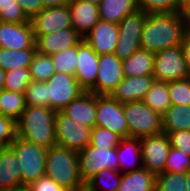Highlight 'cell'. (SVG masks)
Returning <instances> with one entry per match:
<instances>
[{
    "mask_svg": "<svg viewBox=\"0 0 190 191\" xmlns=\"http://www.w3.org/2000/svg\"><path fill=\"white\" fill-rule=\"evenodd\" d=\"M187 29L180 12L148 14L141 33V49L156 53L181 46Z\"/></svg>",
    "mask_w": 190,
    "mask_h": 191,
    "instance_id": "6da1fadb",
    "label": "cell"
},
{
    "mask_svg": "<svg viewBox=\"0 0 190 191\" xmlns=\"http://www.w3.org/2000/svg\"><path fill=\"white\" fill-rule=\"evenodd\" d=\"M56 113L50 107L27 105L16 121L17 137L46 149L56 146Z\"/></svg>",
    "mask_w": 190,
    "mask_h": 191,
    "instance_id": "7a4b0ae2",
    "label": "cell"
},
{
    "mask_svg": "<svg viewBox=\"0 0 190 191\" xmlns=\"http://www.w3.org/2000/svg\"><path fill=\"white\" fill-rule=\"evenodd\" d=\"M45 176L67 191H82L85 188L79 174L78 152L57 145L47 149Z\"/></svg>",
    "mask_w": 190,
    "mask_h": 191,
    "instance_id": "3957f363",
    "label": "cell"
},
{
    "mask_svg": "<svg viewBox=\"0 0 190 191\" xmlns=\"http://www.w3.org/2000/svg\"><path fill=\"white\" fill-rule=\"evenodd\" d=\"M9 147L14 151L19 161L21 187L28 186L31 182L45 176L46 148L18 137Z\"/></svg>",
    "mask_w": 190,
    "mask_h": 191,
    "instance_id": "277c9868",
    "label": "cell"
},
{
    "mask_svg": "<svg viewBox=\"0 0 190 191\" xmlns=\"http://www.w3.org/2000/svg\"><path fill=\"white\" fill-rule=\"evenodd\" d=\"M129 137L144 138L163 132L162 116L143 101L124 104Z\"/></svg>",
    "mask_w": 190,
    "mask_h": 191,
    "instance_id": "5b68a950",
    "label": "cell"
},
{
    "mask_svg": "<svg viewBox=\"0 0 190 191\" xmlns=\"http://www.w3.org/2000/svg\"><path fill=\"white\" fill-rule=\"evenodd\" d=\"M78 164L80 178L84 184L102 169L119 171L117 147L106 149L88 144L78 152Z\"/></svg>",
    "mask_w": 190,
    "mask_h": 191,
    "instance_id": "8992f818",
    "label": "cell"
},
{
    "mask_svg": "<svg viewBox=\"0 0 190 191\" xmlns=\"http://www.w3.org/2000/svg\"><path fill=\"white\" fill-rule=\"evenodd\" d=\"M147 16L142 10H137L118 23L119 36L114 54L120 60L129 58L141 49V33Z\"/></svg>",
    "mask_w": 190,
    "mask_h": 191,
    "instance_id": "52a82bcc",
    "label": "cell"
},
{
    "mask_svg": "<svg viewBox=\"0 0 190 191\" xmlns=\"http://www.w3.org/2000/svg\"><path fill=\"white\" fill-rule=\"evenodd\" d=\"M92 128L64 115L61 111L55 117L56 145L80 152L91 142Z\"/></svg>",
    "mask_w": 190,
    "mask_h": 191,
    "instance_id": "ba28073f",
    "label": "cell"
},
{
    "mask_svg": "<svg viewBox=\"0 0 190 191\" xmlns=\"http://www.w3.org/2000/svg\"><path fill=\"white\" fill-rule=\"evenodd\" d=\"M155 81L171 82L190 77L181 46L155 53L153 75Z\"/></svg>",
    "mask_w": 190,
    "mask_h": 191,
    "instance_id": "9c48e42d",
    "label": "cell"
},
{
    "mask_svg": "<svg viewBox=\"0 0 190 191\" xmlns=\"http://www.w3.org/2000/svg\"><path fill=\"white\" fill-rule=\"evenodd\" d=\"M95 126L108 129L121 138L129 137V128L124 114V104L111 95H96Z\"/></svg>",
    "mask_w": 190,
    "mask_h": 191,
    "instance_id": "30bf717a",
    "label": "cell"
},
{
    "mask_svg": "<svg viewBox=\"0 0 190 191\" xmlns=\"http://www.w3.org/2000/svg\"><path fill=\"white\" fill-rule=\"evenodd\" d=\"M45 83L48 107L55 112L62 111L66 105L85 92L72 74L55 72Z\"/></svg>",
    "mask_w": 190,
    "mask_h": 191,
    "instance_id": "8fae6325",
    "label": "cell"
},
{
    "mask_svg": "<svg viewBox=\"0 0 190 191\" xmlns=\"http://www.w3.org/2000/svg\"><path fill=\"white\" fill-rule=\"evenodd\" d=\"M95 84L88 90L96 95H107L123 80L122 60L114 53L99 55Z\"/></svg>",
    "mask_w": 190,
    "mask_h": 191,
    "instance_id": "7c38bea8",
    "label": "cell"
},
{
    "mask_svg": "<svg viewBox=\"0 0 190 191\" xmlns=\"http://www.w3.org/2000/svg\"><path fill=\"white\" fill-rule=\"evenodd\" d=\"M170 139L166 133L141 138V156L143 168L159 174L164 173V166L170 151Z\"/></svg>",
    "mask_w": 190,
    "mask_h": 191,
    "instance_id": "4fadbf2b",
    "label": "cell"
},
{
    "mask_svg": "<svg viewBox=\"0 0 190 191\" xmlns=\"http://www.w3.org/2000/svg\"><path fill=\"white\" fill-rule=\"evenodd\" d=\"M30 21L35 40L42 35L72 28L71 13L68 5L44 8Z\"/></svg>",
    "mask_w": 190,
    "mask_h": 191,
    "instance_id": "5bb4252c",
    "label": "cell"
},
{
    "mask_svg": "<svg viewBox=\"0 0 190 191\" xmlns=\"http://www.w3.org/2000/svg\"><path fill=\"white\" fill-rule=\"evenodd\" d=\"M31 21L0 24V47L10 50L37 49Z\"/></svg>",
    "mask_w": 190,
    "mask_h": 191,
    "instance_id": "9a60e30c",
    "label": "cell"
},
{
    "mask_svg": "<svg viewBox=\"0 0 190 191\" xmlns=\"http://www.w3.org/2000/svg\"><path fill=\"white\" fill-rule=\"evenodd\" d=\"M98 61L99 55L95 53L84 39H81L77 43V60L74 76L85 91H88L96 82Z\"/></svg>",
    "mask_w": 190,
    "mask_h": 191,
    "instance_id": "2e32d148",
    "label": "cell"
},
{
    "mask_svg": "<svg viewBox=\"0 0 190 191\" xmlns=\"http://www.w3.org/2000/svg\"><path fill=\"white\" fill-rule=\"evenodd\" d=\"M118 24L99 20L84 40L97 55L114 53L118 43Z\"/></svg>",
    "mask_w": 190,
    "mask_h": 191,
    "instance_id": "e0dca14e",
    "label": "cell"
},
{
    "mask_svg": "<svg viewBox=\"0 0 190 191\" xmlns=\"http://www.w3.org/2000/svg\"><path fill=\"white\" fill-rule=\"evenodd\" d=\"M72 28L84 39L98 23V6L83 0H69Z\"/></svg>",
    "mask_w": 190,
    "mask_h": 191,
    "instance_id": "ac0fdd59",
    "label": "cell"
},
{
    "mask_svg": "<svg viewBox=\"0 0 190 191\" xmlns=\"http://www.w3.org/2000/svg\"><path fill=\"white\" fill-rule=\"evenodd\" d=\"M154 81L152 75L124 77L110 95L121 104L143 101Z\"/></svg>",
    "mask_w": 190,
    "mask_h": 191,
    "instance_id": "d6986e66",
    "label": "cell"
},
{
    "mask_svg": "<svg viewBox=\"0 0 190 191\" xmlns=\"http://www.w3.org/2000/svg\"><path fill=\"white\" fill-rule=\"evenodd\" d=\"M61 112L80 124L93 128L96 121V94L85 91Z\"/></svg>",
    "mask_w": 190,
    "mask_h": 191,
    "instance_id": "ffe728a7",
    "label": "cell"
},
{
    "mask_svg": "<svg viewBox=\"0 0 190 191\" xmlns=\"http://www.w3.org/2000/svg\"><path fill=\"white\" fill-rule=\"evenodd\" d=\"M81 39L73 28H67L62 31L39 36L35 44L39 53L53 55L75 46Z\"/></svg>",
    "mask_w": 190,
    "mask_h": 191,
    "instance_id": "44dd1931",
    "label": "cell"
},
{
    "mask_svg": "<svg viewBox=\"0 0 190 191\" xmlns=\"http://www.w3.org/2000/svg\"><path fill=\"white\" fill-rule=\"evenodd\" d=\"M19 161L10 147L0 152V191H13L21 188Z\"/></svg>",
    "mask_w": 190,
    "mask_h": 191,
    "instance_id": "7402d4cb",
    "label": "cell"
},
{
    "mask_svg": "<svg viewBox=\"0 0 190 191\" xmlns=\"http://www.w3.org/2000/svg\"><path fill=\"white\" fill-rule=\"evenodd\" d=\"M117 157L119 171L122 174L143 168L141 139L133 137L122 138L120 144L117 146Z\"/></svg>",
    "mask_w": 190,
    "mask_h": 191,
    "instance_id": "603a6c76",
    "label": "cell"
},
{
    "mask_svg": "<svg viewBox=\"0 0 190 191\" xmlns=\"http://www.w3.org/2000/svg\"><path fill=\"white\" fill-rule=\"evenodd\" d=\"M155 53L139 49L129 58L122 60L124 77H141L153 75Z\"/></svg>",
    "mask_w": 190,
    "mask_h": 191,
    "instance_id": "cb8c5ba5",
    "label": "cell"
},
{
    "mask_svg": "<svg viewBox=\"0 0 190 191\" xmlns=\"http://www.w3.org/2000/svg\"><path fill=\"white\" fill-rule=\"evenodd\" d=\"M99 19L118 24L138 10L137 0H102L98 5Z\"/></svg>",
    "mask_w": 190,
    "mask_h": 191,
    "instance_id": "d4e9b609",
    "label": "cell"
},
{
    "mask_svg": "<svg viewBox=\"0 0 190 191\" xmlns=\"http://www.w3.org/2000/svg\"><path fill=\"white\" fill-rule=\"evenodd\" d=\"M156 174L145 168L122 174L117 191H155Z\"/></svg>",
    "mask_w": 190,
    "mask_h": 191,
    "instance_id": "484cf974",
    "label": "cell"
},
{
    "mask_svg": "<svg viewBox=\"0 0 190 191\" xmlns=\"http://www.w3.org/2000/svg\"><path fill=\"white\" fill-rule=\"evenodd\" d=\"M163 133L190 130V105H173L162 115Z\"/></svg>",
    "mask_w": 190,
    "mask_h": 191,
    "instance_id": "4316f807",
    "label": "cell"
},
{
    "mask_svg": "<svg viewBox=\"0 0 190 191\" xmlns=\"http://www.w3.org/2000/svg\"><path fill=\"white\" fill-rule=\"evenodd\" d=\"M143 102L162 116L171 106L168 82L154 81Z\"/></svg>",
    "mask_w": 190,
    "mask_h": 191,
    "instance_id": "83f0119b",
    "label": "cell"
},
{
    "mask_svg": "<svg viewBox=\"0 0 190 191\" xmlns=\"http://www.w3.org/2000/svg\"><path fill=\"white\" fill-rule=\"evenodd\" d=\"M122 180L118 170L102 169L85 183V191H117Z\"/></svg>",
    "mask_w": 190,
    "mask_h": 191,
    "instance_id": "f1b7e54d",
    "label": "cell"
},
{
    "mask_svg": "<svg viewBox=\"0 0 190 191\" xmlns=\"http://www.w3.org/2000/svg\"><path fill=\"white\" fill-rule=\"evenodd\" d=\"M26 106L24 93L0 90V114L17 121Z\"/></svg>",
    "mask_w": 190,
    "mask_h": 191,
    "instance_id": "f546056e",
    "label": "cell"
},
{
    "mask_svg": "<svg viewBox=\"0 0 190 191\" xmlns=\"http://www.w3.org/2000/svg\"><path fill=\"white\" fill-rule=\"evenodd\" d=\"M37 49L10 50L0 47V67L9 71L16 67H29Z\"/></svg>",
    "mask_w": 190,
    "mask_h": 191,
    "instance_id": "4dcf8cb0",
    "label": "cell"
},
{
    "mask_svg": "<svg viewBox=\"0 0 190 191\" xmlns=\"http://www.w3.org/2000/svg\"><path fill=\"white\" fill-rule=\"evenodd\" d=\"M31 81L29 67H16L6 71L3 89L11 92L25 93Z\"/></svg>",
    "mask_w": 190,
    "mask_h": 191,
    "instance_id": "1f68e13d",
    "label": "cell"
},
{
    "mask_svg": "<svg viewBox=\"0 0 190 191\" xmlns=\"http://www.w3.org/2000/svg\"><path fill=\"white\" fill-rule=\"evenodd\" d=\"M32 81L46 82L56 71L51 55L36 51L32 63L29 65Z\"/></svg>",
    "mask_w": 190,
    "mask_h": 191,
    "instance_id": "d6a6232c",
    "label": "cell"
},
{
    "mask_svg": "<svg viewBox=\"0 0 190 191\" xmlns=\"http://www.w3.org/2000/svg\"><path fill=\"white\" fill-rule=\"evenodd\" d=\"M137 4L147 14L178 13L182 0H137Z\"/></svg>",
    "mask_w": 190,
    "mask_h": 191,
    "instance_id": "836d02e7",
    "label": "cell"
},
{
    "mask_svg": "<svg viewBox=\"0 0 190 191\" xmlns=\"http://www.w3.org/2000/svg\"><path fill=\"white\" fill-rule=\"evenodd\" d=\"M52 62L56 72L74 75L76 71L77 44L53 55Z\"/></svg>",
    "mask_w": 190,
    "mask_h": 191,
    "instance_id": "e575fe53",
    "label": "cell"
},
{
    "mask_svg": "<svg viewBox=\"0 0 190 191\" xmlns=\"http://www.w3.org/2000/svg\"><path fill=\"white\" fill-rule=\"evenodd\" d=\"M185 174L164 172L156 175L155 191H186Z\"/></svg>",
    "mask_w": 190,
    "mask_h": 191,
    "instance_id": "d590c367",
    "label": "cell"
},
{
    "mask_svg": "<svg viewBox=\"0 0 190 191\" xmlns=\"http://www.w3.org/2000/svg\"><path fill=\"white\" fill-rule=\"evenodd\" d=\"M168 92L173 105H190V77L168 82Z\"/></svg>",
    "mask_w": 190,
    "mask_h": 191,
    "instance_id": "8d00e7d4",
    "label": "cell"
},
{
    "mask_svg": "<svg viewBox=\"0 0 190 191\" xmlns=\"http://www.w3.org/2000/svg\"><path fill=\"white\" fill-rule=\"evenodd\" d=\"M24 95L26 105L48 107V93L45 82L31 81Z\"/></svg>",
    "mask_w": 190,
    "mask_h": 191,
    "instance_id": "74e56055",
    "label": "cell"
},
{
    "mask_svg": "<svg viewBox=\"0 0 190 191\" xmlns=\"http://www.w3.org/2000/svg\"><path fill=\"white\" fill-rule=\"evenodd\" d=\"M1 22L28 23L30 20L23 13L17 0H0Z\"/></svg>",
    "mask_w": 190,
    "mask_h": 191,
    "instance_id": "f35d334b",
    "label": "cell"
},
{
    "mask_svg": "<svg viewBox=\"0 0 190 191\" xmlns=\"http://www.w3.org/2000/svg\"><path fill=\"white\" fill-rule=\"evenodd\" d=\"M189 170L190 156L182 152V150L171 147L164 166V172L186 174Z\"/></svg>",
    "mask_w": 190,
    "mask_h": 191,
    "instance_id": "ab89813d",
    "label": "cell"
},
{
    "mask_svg": "<svg viewBox=\"0 0 190 191\" xmlns=\"http://www.w3.org/2000/svg\"><path fill=\"white\" fill-rule=\"evenodd\" d=\"M121 137L114 132L98 126H94L91 131L90 144L95 147L106 149L116 148L121 141Z\"/></svg>",
    "mask_w": 190,
    "mask_h": 191,
    "instance_id": "60d3db41",
    "label": "cell"
},
{
    "mask_svg": "<svg viewBox=\"0 0 190 191\" xmlns=\"http://www.w3.org/2000/svg\"><path fill=\"white\" fill-rule=\"evenodd\" d=\"M16 138V121L0 114V144L3 147H9Z\"/></svg>",
    "mask_w": 190,
    "mask_h": 191,
    "instance_id": "b9f144b4",
    "label": "cell"
},
{
    "mask_svg": "<svg viewBox=\"0 0 190 191\" xmlns=\"http://www.w3.org/2000/svg\"><path fill=\"white\" fill-rule=\"evenodd\" d=\"M167 135L171 147L182 150V152L190 156V130L169 132Z\"/></svg>",
    "mask_w": 190,
    "mask_h": 191,
    "instance_id": "7bdbcfd3",
    "label": "cell"
},
{
    "mask_svg": "<svg viewBox=\"0 0 190 191\" xmlns=\"http://www.w3.org/2000/svg\"><path fill=\"white\" fill-rule=\"evenodd\" d=\"M30 191H67L48 176H42L31 182L28 186Z\"/></svg>",
    "mask_w": 190,
    "mask_h": 191,
    "instance_id": "ee69618b",
    "label": "cell"
},
{
    "mask_svg": "<svg viewBox=\"0 0 190 191\" xmlns=\"http://www.w3.org/2000/svg\"><path fill=\"white\" fill-rule=\"evenodd\" d=\"M23 13L31 20L36 14L40 13L44 6L41 0H17Z\"/></svg>",
    "mask_w": 190,
    "mask_h": 191,
    "instance_id": "f6af8a7d",
    "label": "cell"
},
{
    "mask_svg": "<svg viewBox=\"0 0 190 191\" xmlns=\"http://www.w3.org/2000/svg\"><path fill=\"white\" fill-rule=\"evenodd\" d=\"M181 47H182L185 61L187 63L188 71L190 74V28H188L184 34Z\"/></svg>",
    "mask_w": 190,
    "mask_h": 191,
    "instance_id": "bcb514c9",
    "label": "cell"
},
{
    "mask_svg": "<svg viewBox=\"0 0 190 191\" xmlns=\"http://www.w3.org/2000/svg\"><path fill=\"white\" fill-rule=\"evenodd\" d=\"M180 13L186 26L190 28V0H182Z\"/></svg>",
    "mask_w": 190,
    "mask_h": 191,
    "instance_id": "7dc6e473",
    "label": "cell"
},
{
    "mask_svg": "<svg viewBox=\"0 0 190 191\" xmlns=\"http://www.w3.org/2000/svg\"><path fill=\"white\" fill-rule=\"evenodd\" d=\"M44 8L68 5L69 0H41Z\"/></svg>",
    "mask_w": 190,
    "mask_h": 191,
    "instance_id": "c3c4849f",
    "label": "cell"
},
{
    "mask_svg": "<svg viewBox=\"0 0 190 191\" xmlns=\"http://www.w3.org/2000/svg\"><path fill=\"white\" fill-rule=\"evenodd\" d=\"M6 71L0 67V90L3 89Z\"/></svg>",
    "mask_w": 190,
    "mask_h": 191,
    "instance_id": "681fc988",
    "label": "cell"
},
{
    "mask_svg": "<svg viewBox=\"0 0 190 191\" xmlns=\"http://www.w3.org/2000/svg\"><path fill=\"white\" fill-rule=\"evenodd\" d=\"M186 179V191H190V170L186 172L185 174Z\"/></svg>",
    "mask_w": 190,
    "mask_h": 191,
    "instance_id": "f907efd6",
    "label": "cell"
},
{
    "mask_svg": "<svg viewBox=\"0 0 190 191\" xmlns=\"http://www.w3.org/2000/svg\"><path fill=\"white\" fill-rule=\"evenodd\" d=\"M83 1L95 4V5L98 6L101 3L102 0H83Z\"/></svg>",
    "mask_w": 190,
    "mask_h": 191,
    "instance_id": "816d5d0a",
    "label": "cell"
},
{
    "mask_svg": "<svg viewBox=\"0 0 190 191\" xmlns=\"http://www.w3.org/2000/svg\"><path fill=\"white\" fill-rule=\"evenodd\" d=\"M13 191H30V190L28 189L27 186H24V187L18 188V189L13 190Z\"/></svg>",
    "mask_w": 190,
    "mask_h": 191,
    "instance_id": "f5cc1de1",
    "label": "cell"
},
{
    "mask_svg": "<svg viewBox=\"0 0 190 191\" xmlns=\"http://www.w3.org/2000/svg\"><path fill=\"white\" fill-rule=\"evenodd\" d=\"M2 149H3V146L0 144V152H1Z\"/></svg>",
    "mask_w": 190,
    "mask_h": 191,
    "instance_id": "db71d44e",
    "label": "cell"
}]
</instances>
